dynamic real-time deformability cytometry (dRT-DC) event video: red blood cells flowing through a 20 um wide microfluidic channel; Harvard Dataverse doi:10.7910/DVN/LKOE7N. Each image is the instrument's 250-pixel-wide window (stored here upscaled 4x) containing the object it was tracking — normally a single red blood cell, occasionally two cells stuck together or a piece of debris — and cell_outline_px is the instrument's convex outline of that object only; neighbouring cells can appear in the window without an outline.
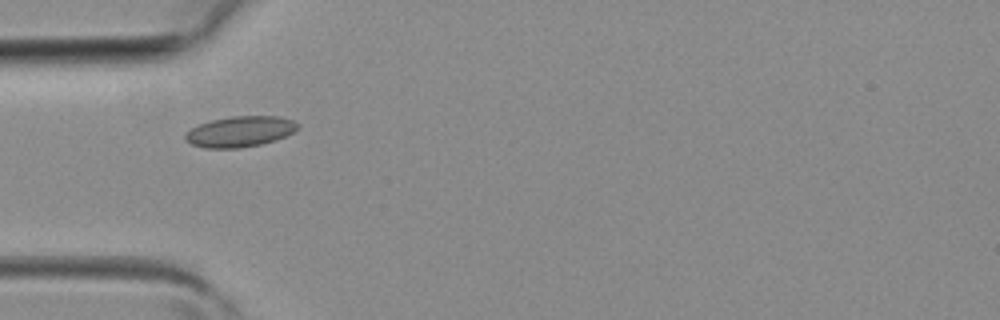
{"species": "common noctule bat (a hibernating species)", "species_latin": "Nyctalus noctula", "temperature_condition": "room temperature", "stored_images_in_passage": 2, "camera_frame_rate_fps": 3000, "um_per_image_px": 0.085, "animal": {"sex": "female", "body_mass_g": 19.3, "forearm_length_mm": 54.1}, "frame": {"image": 1, "passage_image": 2, "time_ms": 0.333, "image_size_px": [1000, 320], "cell_outline_px": [[300, 128], [276, 140], [260, 144], [240, 148], [204, 148], [192, 144], [184, 140], [184, 136], [192, 128], [200, 124], [212, 120], [232, 116], [280, 116], [292, 120], [300, 124]], "centroid_in_image_um": [20.42, 11.18], "position_along_channel_um": 64.6, "area_um2": 20.06}}